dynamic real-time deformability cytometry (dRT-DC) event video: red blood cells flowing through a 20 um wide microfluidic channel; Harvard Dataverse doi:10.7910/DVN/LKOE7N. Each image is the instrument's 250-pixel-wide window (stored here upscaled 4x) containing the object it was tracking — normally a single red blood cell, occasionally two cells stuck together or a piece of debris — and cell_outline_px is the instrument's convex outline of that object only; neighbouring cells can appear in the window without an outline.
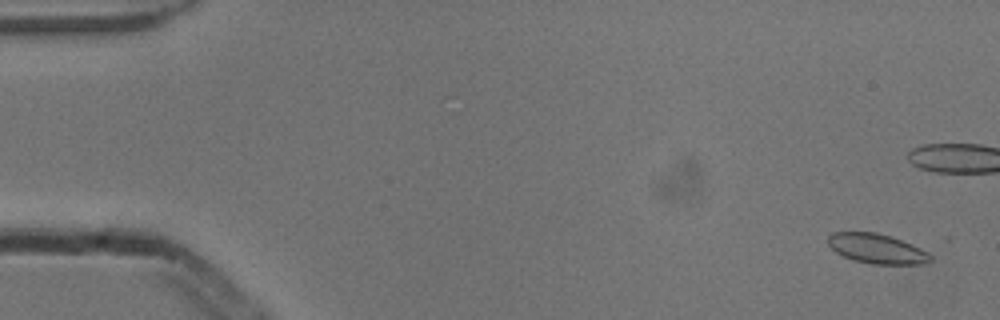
{"species": "common noctule bat (a hibernating species)", "species_latin": "Nyctalus noctula", "temperature_condition": "cold", "stored_images_in_passage": 5, "camera_frame_rate_fps": 3000, "um_per_image_px": 0.085, "animal": {"sex": "male", "body_mass_g": 13.3}, "frame": {"image": 1, "passage_image": 1, "time_ms": 0.0, "image_size_px": [1000, 320], "cell_outline_px": [[932, 260], [924, 264], [872, 264], [852, 260], [836, 252], [828, 244], [828, 236], [832, 232], [876, 232], [892, 236], [912, 244], [928, 252], [932, 256]], "centroid_in_image_um": [74.55, 21.13], "position_along_channel_um": 10.5, "area_um2": 17.86}}
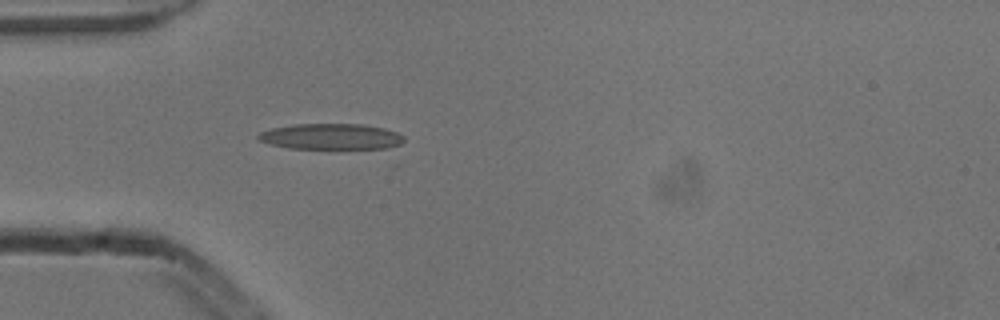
{"frame": {"image": 2, "passage_image": 5, "time_ms": 1.333, "image_size_px": [1000, 320], "cell_outline_px": [[404, 140], [400, 144], [388, 152], [384, 152], [288, 148], [272, 144], [260, 140], [256, 136], [260, 132], [272, 128], [296, 124], [364, 124], [384, 128], [396, 132], [404, 136]], "centroid_in_image_um": [28.33, 11.68], "position_along_channel_um": 56.7, "area_um2": 23.41}}